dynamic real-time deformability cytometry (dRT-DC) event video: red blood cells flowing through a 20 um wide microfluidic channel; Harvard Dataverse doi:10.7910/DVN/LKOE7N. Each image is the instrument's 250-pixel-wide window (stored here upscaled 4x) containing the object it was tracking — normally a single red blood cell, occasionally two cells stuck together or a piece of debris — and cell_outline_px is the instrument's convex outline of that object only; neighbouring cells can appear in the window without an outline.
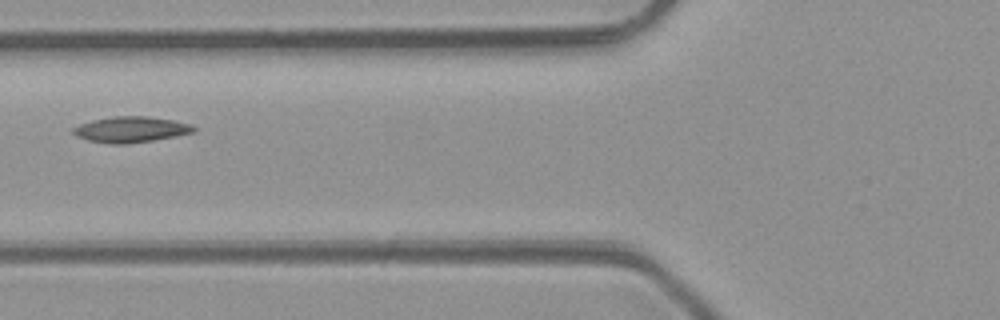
{"species": "common noctule bat (a hibernating species)", "species_latin": "Nyctalus noctula", "temperature_condition": "room temperature", "stored_images_in_passage": 3, "camera_frame_rate_fps": 3000, "um_per_image_px": 0.085, "animal": {"sex": "male", "body_mass_g": 23.1, "forearm_length_mm": 52.7}, "frame": {"image": 1, "passage_image": 3, "time_ms": 2.333, "image_size_px": [1000, 320], "cell_outline_px": [[196, 128], [192, 132], [176, 136], [152, 140], [124, 144], [112, 144], [88, 140], [76, 136], [72, 132], [72, 128], [80, 124], [92, 120], [112, 116], [148, 116], [172, 120], [192, 124]], "centroid_in_image_um": [11.1, 11.0], "position_along_channel_um": 114.7, "area_um2": 18.03}}